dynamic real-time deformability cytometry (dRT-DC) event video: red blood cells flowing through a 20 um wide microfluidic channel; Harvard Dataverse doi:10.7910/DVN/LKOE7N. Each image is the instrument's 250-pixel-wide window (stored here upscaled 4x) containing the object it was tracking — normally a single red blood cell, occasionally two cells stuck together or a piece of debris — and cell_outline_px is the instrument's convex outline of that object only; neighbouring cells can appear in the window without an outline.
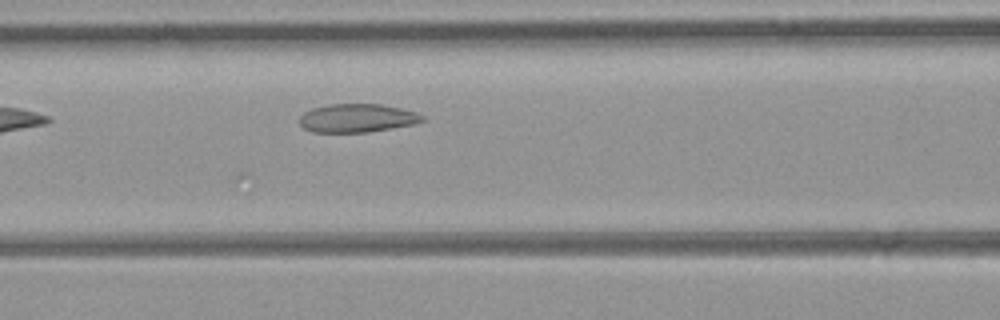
{"species": "common noctule bat (a hibernating species)", "species_latin": "Nyctalus noctula", "temperature_condition": "room temperature", "stored_images_in_passage": 10, "camera_frame_rate_fps": 3000, "um_per_image_px": 0.085, "animal": {"sex": "female", "body_mass_g": 21.9}, "frame": {"image": 1, "passage_image": 6, "time_ms": 1.667, "image_size_px": [1000, 320], "cell_outline_px": [[424, 120], [412, 124], [392, 128], [368, 132], [312, 132], [304, 128], [300, 124], [300, 116], [304, 112], [312, 108], [328, 104], [380, 104], [400, 108], [416, 112], [424, 116]], "centroid_in_image_um": [30.33, 10.03], "position_along_channel_um": 136.3, "area_um2": 20.29}}